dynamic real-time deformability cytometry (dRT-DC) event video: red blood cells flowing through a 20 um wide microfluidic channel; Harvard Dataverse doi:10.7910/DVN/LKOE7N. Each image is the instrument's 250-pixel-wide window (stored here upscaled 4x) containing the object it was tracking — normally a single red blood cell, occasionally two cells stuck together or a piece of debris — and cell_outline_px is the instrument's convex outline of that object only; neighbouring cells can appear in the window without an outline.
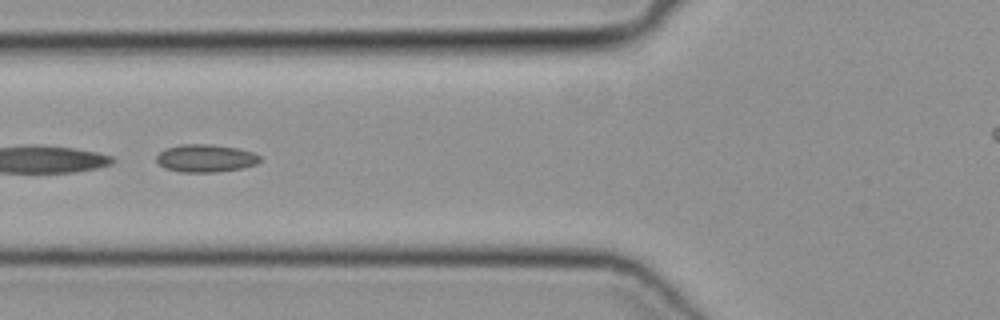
{"species": "common noctule bat (a hibernating species)", "species_latin": "Nyctalus noctula", "temperature_condition": "cold", "stored_images_in_passage": 27, "camera_frame_rate_fps": 3000, "um_per_image_px": 0.085, "animal": {"sex": "female", "body_mass_g": 19.3, "forearm_length_mm": 54.1}, "frame": {"image": 1, "passage_image": 7, "time_ms": 2.0, "image_size_px": [1000, 320], "cell_outline_px": [[260, 160], [256, 164], [244, 168], [216, 172], [180, 172], [164, 168], [156, 160], [156, 156], [164, 148], [180, 144], [212, 144], [236, 148], [252, 152], [260, 156]], "centroid_in_image_um": [17.45, 13.45], "position_along_channel_um": 108.3, "area_um2": 16.82}}
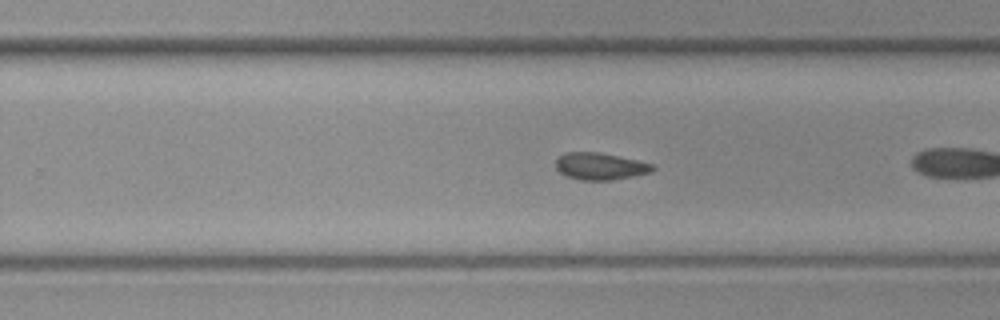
{"frame": {"image": 2, "passage_image": 16, "time_ms": 5.0, "image_size_px": [1000, 320], "cell_outline_px": [[656, 168], [652, 172], [612, 180], [580, 180], [568, 176], [560, 172], [556, 168], [556, 160], [564, 152], [596, 152], [636, 160], [652, 164]], "centroid_in_image_um": [51.0, 14.14], "position_along_channel_um": 278.8, "area_um2": 15.03}}
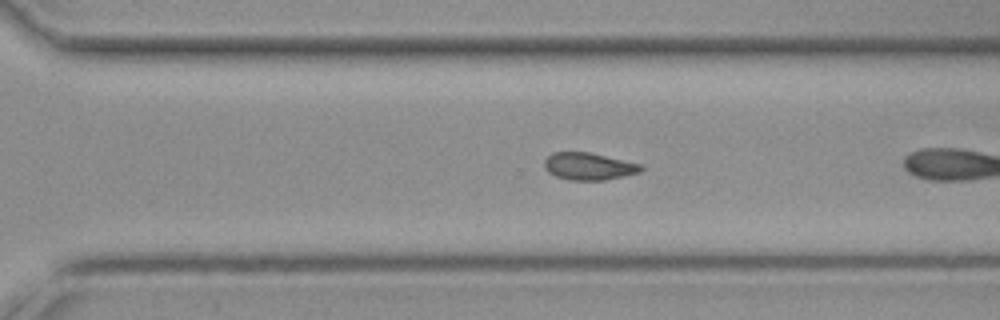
{"frame": {"image": 3, "passage_image": 19, "time_ms": 6.0, "image_size_px": [1000, 320], "cell_outline_px": [[644, 168], [640, 172], [624, 176], [604, 180], [568, 180], [556, 176], [548, 172], [544, 168], [544, 160], [552, 152], [588, 152], [640, 164]], "centroid_in_image_um": [50.01, 14.14], "position_along_channel_um": 320.6, "area_um2": 15.26}}